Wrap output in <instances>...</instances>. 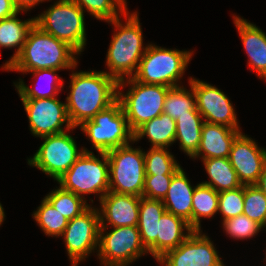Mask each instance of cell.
I'll return each instance as SVG.
<instances>
[{
	"label": "cell",
	"instance_id": "27",
	"mask_svg": "<svg viewBox=\"0 0 266 266\" xmlns=\"http://www.w3.org/2000/svg\"><path fill=\"white\" fill-rule=\"evenodd\" d=\"M219 193L199 183L195 186L192 201V229L201 230V218L213 217L218 212Z\"/></svg>",
	"mask_w": 266,
	"mask_h": 266
},
{
	"label": "cell",
	"instance_id": "15",
	"mask_svg": "<svg viewBox=\"0 0 266 266\" xmlns=\"http://www.w3.org/2000/svg\"><path fill=\"white\" fill-rule=\"evenodd\" d=\"M189 85L195 93L196 109L204 122L240 129L235 109L223 91L192 77L189 78Z\"/></svg>",
	"mask_w": 266,
	"mask_h": 266
},
{
	"label": "cell",
	"instance_id": "4",
	"mask_svg": "<svg viewBox=\"0 0 266 266\" xmlns=\"http://www.w3.org/2000/svg\"><path fill=\"white\" fill-rule=\"evenodd\" d=\"M192 55V51L149 44L132 78L145 84L177 87Z\"/></svg>",
	"mask_w": 266,
	"mask_h": 266
},
{
	"label": "cell",
	"instance_id": "7",
	"mask_svg": "<svg viewBox=\"0 0 266 266\" xmlns=\"http://www.w3.org/2000/svg\"><path fill=\"white\" fill-rule=\"evenodd\" d=\"M101 158L91 151H84L71 168L58 180L59 186L85 198L95 194L101 198L109 192V163L107 153L99 152ZM101 159V160H100Z\"/></svg>",
	"mask_w": 266,
	"mask_h": 266
},
{
	"label": "cell",
	"instance_id": "34",
	"mask_svg": "<svg viewBox=\"0 0 266 266\" xmlns=\"http://www.w3.org/2000/svg\"><path fill=\"white\" fill-rule=\"evenodd\" d=\"M243 214L266 227V195L256 185H244Z\"/></svg>",
	"mask_w": 266,
	"mask_h": 266
},
{
	"label": "cell",
	"instance_id": "17",
	"mask_svg": "<svg viewBox=\"0 0 266 266\" xmlns=\"http://www.w3.org/2000/svg\"><path fill=\"white\" fill-rule=\"evenodd\" d=\"M141 197L109 191L100 200V229L112 227L137 226ZM107 221V223H106Z\"/></svg>",
	"mask_w": 266,
	"mask_h": 266
},
{
	"label": "cell",
	"instance_id": "9",
	"mask_svg": "<svg viewBox=\"0 0 266 266\" xmlns=\"http://www.w3.org/2000/svg\"><path fill=\"white\" fill-rule=\"evenodd\" d=\"M109 163V191L143 196L145 181L144 151L130 144L107 152Z\"/></svg>",
	"mask_w": 266,
	"mask_h": 266
},
{
	"label": "cell",
	"instance_id": "10",
	"mask_svg": "<svg viewBox=\"0 0 266 266\" xmlns=\"http://www.w3.org/2000/svg\"><path fill=\"white\" fill-rule=\"evenodd\" d=\"M41 138L45 141L27 163L56 181L71 168L84 151H89L87 148L78 149L76 140L66 131Z\"/></svg>",
	"mask_w": 266,
	"mask_h": 266
},
{
	"label": "cell",
	"instance_id": "5",
	"mask_svg": "<svg viewBox=\"0 0 266 266\" xmlns=\"http://www.w3.org/2000/svg\"><path fill=\"white\" fill-rule=\"evenodd\" d=\"M131 87L124 94L126 85ZM171 87L145 84L133 78L118 82V100L125 112L130 130L134 133L145 122L163 113L165 97Z\"/></svg>",
	"mask_w": 266,
	"mask_h": 266
},
{
	"label": "cell",
	"instance_id": "31",
	"mask_svg": "<svg viewBox=\"0 0 266 266\" xmlns=\"http://www.w3.org/2000/svg\"><path fill=\"white\" fill-rule=\"evenodd\" d=\"M33 212L32 216L41 227L44 234L53 237H61L69 220L51 205L44 197L41 205Z\"/></svg>",
	"mask_w": 266,
	"mask_h": 266
},
{
	"label": "cell",
	"instance_id": "26",
	"mask_svg": "<svg viewBox=\"0 0 266 266\" xmlns=\"http://www.w3.org/2000/svg\"><path fill=\"white\" fill-rule=\"evenodd\" d=\"M175 141H180V149L192 158L198 151L204 123L202 115H184L176 121Z\"/></svg>",
	"mask_w": 266,
	"mask_h": 266
},
{
	"label": "cell",
	"instance_id": "23",
	"mask_svg": "<svg viewBox=\"0 0 266 266\" xmlns=\"http://www.w3.org/2000/svg\"><path fill=\"white\" fill-rule=\"evenodd\" d=\"M176 122L169 115L161 113L158 117L145 122L134 133V142L146 136L151 147L168 148L175 142Z\"/></svg>",
	"mask_w": 266,
	"mask_h": 266
},
{
	"label": "cell",
	"instance_id": "20",
	"mask_svg": "<svg viewBox=\"0 0 266 266\" xmlns=\"http://www.w3.org/2000/svg\"><path fill=\"white\" fill-rule=\"evenodd\" d=\"M195 187L181 167L172 177L170 187L162 200L166 211L184 219L192 228V201Z\"/></svg>",
	"mask_w": 266,
	"mask_h": 266
},
{
	"label": "cell",
	"instance_id": "8",
	"mask_svg": "<svg viewBox=\"0 0 266 266\" xmlns=\"http://www.w3.org/2000/svg\"><path fill=\"white\" fill-rule=\"evenodd\" d=\"M80 130L86 133L96 151L107 153L134 142L121 102L117 99L106 109L98 112L91 120L84 121Z\"/></svg>",
	"mask_w": 266,
	"mask_h": 266
},
{
	"label": "cell",
	"instance_id": "41",
	"mask_svg": "<svg viewBox=\"0 0 266 266\" xmlns=\"http://www.w3.org/2000/svg\"><path fill=\"white\" fill-rule=\"evenodd\" d=\"M4 217H5L4 209L2 207V204L0 203V226L2 225L4 221Z\"/></svg>",
	"mask_w": 266,
	"mask_h": 266
},
{
	"label": "cell",
	"instance_id": "32",
	"mask_svg": "<svg viewBox=\"0 0 266 266\" xmlns=\"http://www.w3.org/2000/svg\"><path fill=\"white\" fill-rule=\"evenodd\" d=\"M144 161L146 175H174L181 168L168 148L151 147L144 151Z\"/></svg>",
	"mask_w": 266,
	"mask_h": 266
},
{
	"label": "cell",
	"instance_id": "12",
	"mask_svg": "<svg viewBox=\"0 0 266 266\" xmlns=\"http://www.w3.org/2000/svg\"><path fill=\"white\" fill-rule=\"evenodd\" d=\"M100 214L89 207L81 215L71 219L62 235L72 266L86 259L99 247Z\"/></svg>",
	"mask_w": 266,
	"mask_h": 266
},
{
	"label": "cell",
	"instance_id": "24",
	"mask_svg": "<svg viewBox=\"0 0 266 266\" xmlns=\"http://www.w3.org/2000/svg\"><path fill=\"white\" fill-rule=\"evenodd\" d=\"M18 14L19 12L12 17L0 20V47H17L14 55L3 65V69L20 54L28 33L35 24V17L22 21L17 17Z\"/></svg>",
	"mask_w": 266,
	"mask_h": 266
},
{
	"label": "cell",
	"instance_id": "6",
	"mask_svg": "<svg viewBox=\"0 0 266 266\" xmlns=\"http://www.w3.org/2000/svg\"><path fill=\"white\" fill-rule=\"evenodd\" d=\"M84 13L72 0H57L35 17V24L81 54L87 41Z\"/></svg>",
	"mask_w": 266,
	"mask_h": 266
},
{
	"label": "cell",
	"instance_id": "39",
	"mask_svg": "<svg viewBox=\"0 0 266 266\" xmlns=\"http://www.w3.org/2000/svg\"><path fill=\"white\" fill-rule=\"evenodd\" d=\"M44 1L46 0H12V3L14 7L17 9V11L21 13L22 11L23 12L29 11V9H32V7ZM47 1H50V0H47Z\"/></svg>",
	"mask_w": 266,
	"mask_h": 266
},
{
	"label": "cell",
	"instance_id": "14",
	"mask_svg": "<svg viewBox=\"0 0 266 266\" xmlns=\"http://www.w3.org/2000/svg\"><path fill=\"white\" fill-rule=\"evenodd\" d=\"M164 266H225L210 238L193 230L177 247L157 260Z\"/></svg>",
	"mask_w": 266,
	"mask_h": 266
},
{
	"label": "cell",
	"instance_id": "21",
	"mask_svg": "<svg viewBox=\"0 0 266 266\" xmlns=\"http://www.w3.org/2000/svg\"><path fill=\"white\" fill-rule=\"evenodd\" d=\"M166 211L162 200L141 196L139 206L138 230L142 244L157 260V228L161 216Z\"/></svg>",
	"mask_w": 266,
	"mask_h": 266
},
{
	"label": "cell",
	"instance_id": "2",
	"mask_svg": "<svg viewBox=\"0 0 266 266\" xmlns=\"http://www.w3.org/2000/svg\"><path fill=\"white\" fill-rule=\"evenodd\" d=\"M79 53L34 24L20 54L4 69L30 73L39 69H74Z\"/></svg>",
	"mask_w": 266,
	"mask_h": 266
},
{
	"label": "cell",
	"instance_id": "35",
	"mask_svg": "<svg viewBox=\"0 0 266 266\" xmlns=\"http://www.w3.org/2000/svg\"><path fill=\"white\" fill-rule=\"evenodd\" d=\"M224 230L233 239H250L263 229V227L251 220L245 214H240L222 222Z\"/></svg>",
	"mask_w": 266,
	"mask_h": 266
},
{
	"label": "cell",
	"instance_id": "19",
	"mask_svg": "<svg viewBox=\"0 0 266 266\" xmlns=\"http://www.w3.org/2000/svg\"><path fill=\"white\" fill-rule=\"evenodd\" d=\"M240 132V129L204 122L198 151L192 159L228 158L232 143Z\"/></svg>",
	"mask_w": 266,
	"mask_h": 266
},
{
	"label": "cell",
	"instance_id": "22",
	"mask_svg": "<svg viewBox=\"0 0 266 266\" xmlns=\"http://www.w3.org/2000/svg\"><path fill=\"white\" fill-rule=\"evenodd\" d=\"M192 231L193 229L184 219L165 211L157 228V260L167 251L177 248Z\"/></svg>",
	"mask_w": 266,
	"mask_h": 266
},
{
	"label": "cell",
	"instance_id": "40",
	"mask_svg": "<svg viewBox=\"0 0 266 266\" xmlns=\"http://www.w3.org/2000/svg\"><path fill=\"white\" fill-rule=\"evenodd\" d=\"M256 186L259 187L263 191V193L266 195V166H265Z\"/></svg>",
	"mask_w": 266,
	"mask_h": 266
},
{
	"label": "cell",
	"instance_id": "28",
	"mask_svg": "<svg viewBox=\"0 0 266 266\" xmlns=\"http://www.w3.org/2000/svg\"><path fill=\"white\" fill-rule=\"evenodd\" d=\"M163 113L175 121L184 115H201L196 109V97L192 87L191 90L182 86L171 87L165 97Z\"/></svg>",
	"mask_w": 266,
	"mask_h": 266
},
{
	"label": "cell",
	"instance_id": "29",
	"mask_svg": "<svg viewBox=\"0 0 266 266\" xmlns=\"http://www.w3.org/2000/svg\"><path fill=\"white\" fill-rule=\"evenodd\" d=\"M59 71L58 69H39L32 72L33 76L38 79L39 77H46L49 80V86H47V90L43 91L38 89V87H28L23 80L20 78L19 82L14 83L16 90L20 99H46V98H55L57 97L58 93L62 91L64 82L61 77L56 74ZM40 79V78H39ZM37 85V84H36Z\"/></svg>",
	"mask_w": 266,
	"mask_h": 266
},
{
	"label": "cell",
	"instance_id": "16",
	"mask_svg": "<svg viewBox=\"0 0 266 266\" xmlns=\"http://www.w3.org/2000/svg\"><path fill=\"white\" fill-rule=\"evenodd\" d=\"M229 161L242 185H256L266 166V149L240 132L234 139Z\"/></svg>",
	"mask_w": 266,
	"mask_h": 266
},
{
	"label": "cell",
	"instance_id": "11",
	"mask_svg": "<svg viewBox=\"0 0 266 266\" xmlns=\"http://www.w3.org/2000/svg\"><path fill=\"white\" fill-rule=\"evenodd\" d=\"M99 230L98 258L104 266H127L148 253L137 226Z\"/></svg>",
	"mask_w": 266,
	"mask_h": 266
},
{
	"label": "cell",
	"instance_id": "37",
	"mask_svg": "<svg viewBox=\"0 0 266 266\" xmlns=\"http://www.w3.org/2000/svg\"><path fill=\"white\" fill-rule=\"evenodd\" d=\"M173 175H146L143 197L163 200L170 187Z\"/></svg>",
	"mask_w": 266,
	"mask_h": 266
},
{
	"label": "cell",
	"instance_id": "36",
	"mask_svg": "<svg viewBox=\"0 0 266 266\" xmlns=\"http://www.w3.org/2000/svg\"><path fill=\"white\" fill-rule=\"evenodd\" d=\"M244 185L238 188L219 192L218 212L223 216V221L243 214Z\"/></svg>",
	"mask_w": 266,
	"mask_h": 266
},
{
	"label": "cell",
	"instance_id": "30",
	"mask_svg": "<svg viewBox=\"0 0 266 266\" xmlns=\"http://www.w3.org/2000/svg\"><path fill=\"white\" fill-rule=\"evenodd\" d=\"M53 189L45 198L51 203L55 210L59 211L69 221L74 217L81 215L90 206L85 198H82L73 192L66 191L60 186Z\"/></svg>",
	"mask_w": 266,
	"mask_h": 266
},
{
	"label": "cell",
	"instance_id": "3",
	"mask_svg": "<svg viewBox=\"0 0 266 266\" xmlns=\"http://www.w3.org/2000/svg\"><path fill=\"white\" fill-rule=\"evenodd\" d=\"M123 15L126 22L119 18L108 21L115 27L109 49L107 51L106 65L110 72L105 71L117 82L132 78L137 71L141 58L147 46H143V34L140 26L138 12ZM124 24V25H123Z\"/></svg>",
	"mask_w": 266,
	"mask_h": 266
},
{
	"label": "cell",
	"instance_id": "13",
	"mask_svg": "<svg viewBox=\"0 0 266 266\" xmlns=\"http://www.w3.org/2000/svg\"><path fill=\"white\" fill-rule=\"evenodd\" d=\"M21 101L33 136L40 138L75 129L70 122L66 103H62L57 97Z\"/></svg>",
	"mask_w": 266,
	"mask_h": 266
},
{
	"label": "cell",
	"instance_id": "33",
	"mask_svg": "<svg viewBox=\"0 0 266 266\" xmlns=\"http://www.w3.org/2000/svg\"><path fill=\"white\" fill-rule=\"evenodd\" d=\"M84 12L85 10L97 20L106 22L123 16L127 11L126 0H72ZM85 9V10H84Z\"/></svg>",
	"mask_w": 266,
	"mask_h": 266
},
{
	"label": "cell",
	"instance_id": "1",
	"mask_svg": "<svg viewBox=\"0 0 266 266\" xmlns=\"http://www.w3.org/2000/svg\"><path fill=\"white\" fill-rule=\"evenodd\" d=\"M70 76V92L65 102L75 128L118 99V82L105 71H80Z\"/></svg>",
	"mask_w": 266,
	"mask_h": 266
},
{
	"label": "cell",
	"instance_id": "18",
	"mask_svg": "<svg viewBox=\"0 0 266 266\" xmlns=\"http://www.w3.org/2000/svg\"><path fill=\"white\" fill-rule=\"evenodd\" d=\"M233 18L249 58L248 66L252 71H256L259 78L266 80V34L243 17L234 16Z\"/></svg>",
	"mask_w": 266,
	"mask_h": 266
},
{
	"label": "cell",
	"instance_id": "25",
	"mask_svg": "<svg viewBox=\"0 0 266 266\" xmlns=\"http://www.w3.org/2000/svg\"><path fill=\"white\" fill-rule=\"evenodd\" d=\"M202 161L210 179V181L201 182L202 184L212 187L218 193L242 185L229 158H208Z\"/></svg>",
	"mask_w": 266,
	"mask_h": 266
},
{
	"label": "cell",
	"instance_id": "38",
	"mask_svg": "<svg viewBox=\"0 0 266 266\" xmlns=\"http://www.w3.org/2000/svg\"><path fill=\"white\" fill-rule=\"evenodd\" d=\"M18 13L12 0H0V20L14 16Z\"/></svg>",
	"mask_w": 266,
	"mask_h": 266
}]
</instances>
